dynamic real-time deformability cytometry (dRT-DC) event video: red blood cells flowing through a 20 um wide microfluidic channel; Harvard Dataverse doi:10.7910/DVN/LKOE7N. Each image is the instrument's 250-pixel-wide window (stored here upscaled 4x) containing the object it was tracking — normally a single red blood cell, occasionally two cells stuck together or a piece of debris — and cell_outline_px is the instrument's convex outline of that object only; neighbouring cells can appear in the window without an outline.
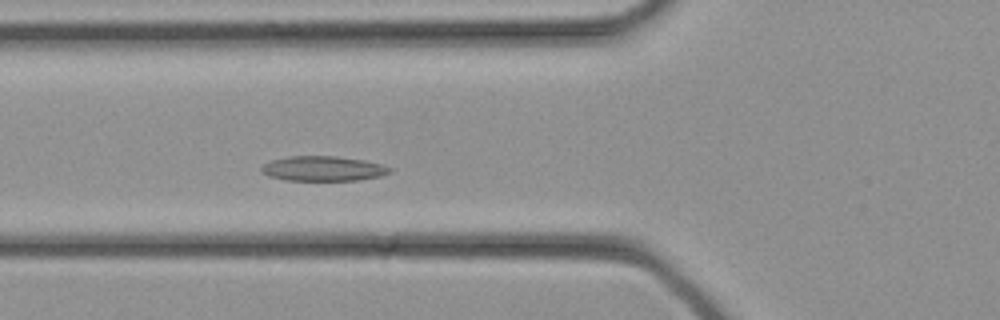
{"species": "common noctule bat (a hibernating species)", "species_latin": "Nyctalus noctula", "temperature_condition": "cold", "stored_images_in_passage": 33, "camera_frame_rate_fps": 3000, "um_per_image_px": 0.085, "animal": {"sex": "female", "body_mass_g": 21.9}, "frame": {"image": 1, "passage_image": 10, "time_ms": 3.0, "image_size_px": [1000, 320], "cell_outline_px": [[392, 172], [380, 176], [356, 180], [284, 180], [268, 176], [260, 172], [260, 168], [264, 164], [272, 160], [288, 156], [336, 156], [364, 160], [380, 164], [392, 168]], "centroid_in_image_um": [27.44, 14.33], "position_along_channel_um": 98.4, "area_um2": 18.61}}
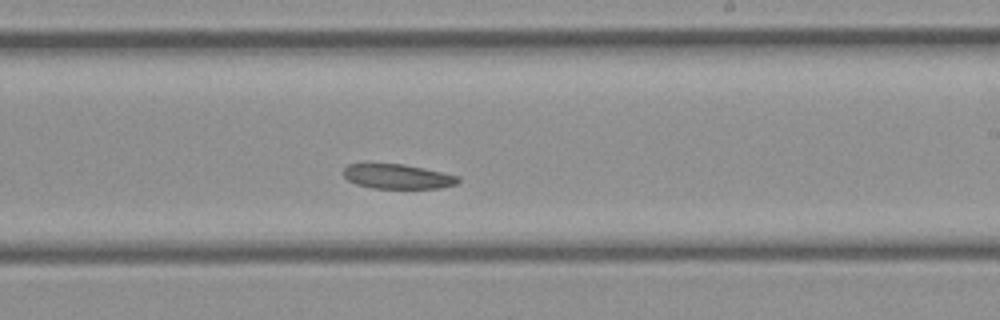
{"frame": {"image": 2, "passage_image": 18, "time_ms": 5.667, "image_size_px": [1000, 320], "cell_outline_px": [[460, 180], [456, 184], [440, 188], [372, 188], [356, 184], [348, 180], [344, 176], [344, 168], [348, 164], [404, 164], [424, 168], [460, 176]], "centroid_in_image_um": [33.82, 15.0], "position_along_channel_um": 255.2, "area_um2": 16.42}}
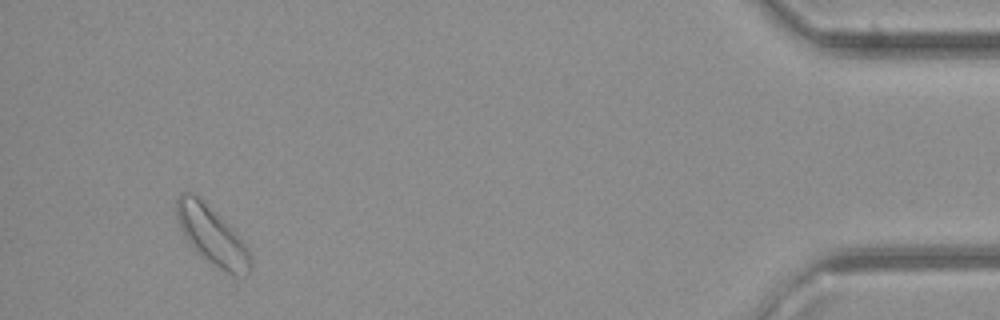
{"frame": {"image": 3, "passage_image": 30, "time_ms": 9.667, "image_size_px": [1000, 320], "cell_outline_px": [[252, 268], [244, 276], [232, 276], [216, 268], [204, 260], [200, 256], [184, 236], [176, 220], [176, 196], [180, 192], [192, 192], [228, 224], [232, 228], [248, 248], [252, 264]], "centroid_in_image_um": [18.0, 20.06], "position_along_channel_um": 417.2, "area_um2": 25.26}}